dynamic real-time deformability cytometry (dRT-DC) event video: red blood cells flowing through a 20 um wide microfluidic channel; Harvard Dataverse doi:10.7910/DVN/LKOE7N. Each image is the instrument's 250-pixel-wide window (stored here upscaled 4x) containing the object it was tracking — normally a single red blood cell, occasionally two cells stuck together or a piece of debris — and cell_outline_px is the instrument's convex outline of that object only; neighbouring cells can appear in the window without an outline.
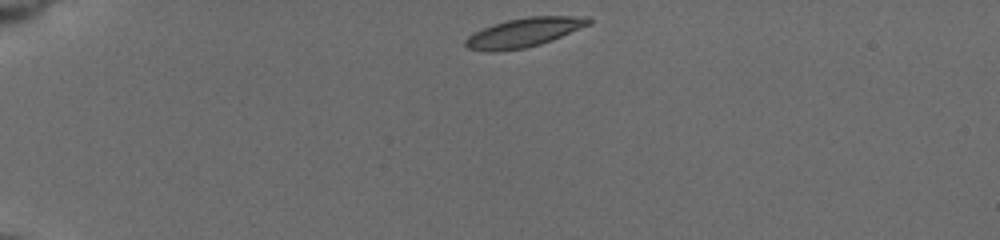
{"species": "common noctule bat (a hibernating species)", "species_latin": "Nyctalus noctula", "temperature_condition": "cold", "stored_images_in_passage": 43, "camera_frame_rate_fps": 3000, "um_per_image_px": 0.085, "animal": {"sex": "female", "body_mass_g": 19.5, "forearm_length_mm": 54.1}, "frame": {"image": 1, "passage_image": 1, "time_ms": 0.0, "image_size_px": [1000, 240], "cell_outline_px": [[592, 24], [552, 40], [540, 44], [524, 48], [496, 52], [488, 52], [468, 48], [464, 44], [464, 40], [468, 36], [492, 24], [508, 20], [528, 16], [588, 16], [592, 20]], "centroid_in_image_um": [44.57, 2.76], "position_along_channel_um": 40.4, "area_um2": 20.98}}
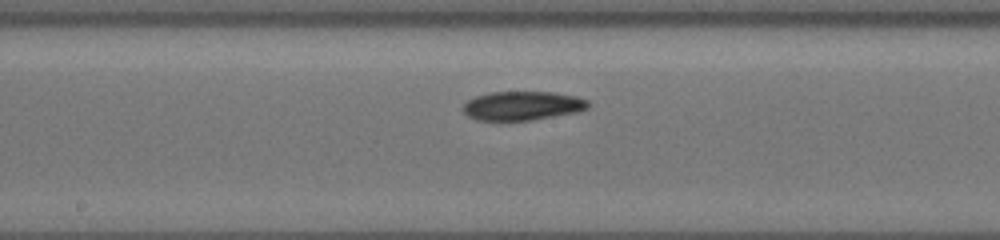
{"frame": {"image": 2, "passage_image": 19, "time_ms": 6.0, "image_size_px": [1000, 240], "cell_outline_px": [[592, 104], [588, 108], [576, 112], [532, 120], [500, 124], [476, 120], [468, 116], [460, 108], [468, 100], [476, 96], [492, 92], [552, 92], [576, 96], [588, 100]], "centroid_in_image_um": [44.35, 9.03], "position_along_channel_um": 203.9, "area_um2": 21.96}}
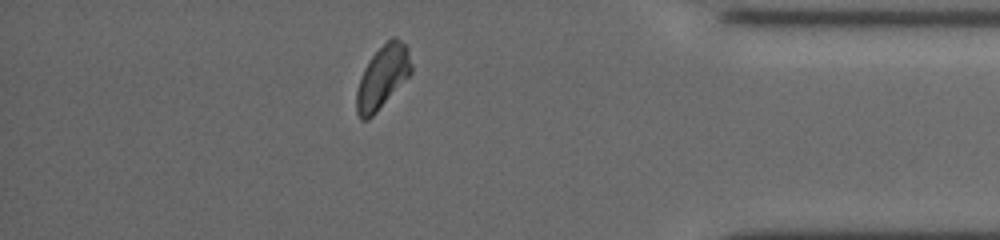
{"frame": {"image": 3, "passage_image": 37, "time_ms": 12.0, "image_size_px": [1000, 240], "cell_outline_px": [[412, 72], [376, 112], [368, 120], [360, 120], [356, 112], [356, 92], [364, 68], [368, 60], [392, 36], [396, 36], [408, 48], [412, 64]], "centroid_in_image_um": [32.51, 6.55], "position_along_channel_um": 402.7, "area_um2": 19.83}, "authors_computed_cell_mechanics": {"area_um2": 20.808, "velocity_mm_per_s": 3.7166, "shape_relaxation_time_tau1_ms": 4.0001, "shape_relaxation_time_tau2_ms": 3.2462, "deformation_change_tau1": 0.091, "deformation_change_tau2": 0.0785}}